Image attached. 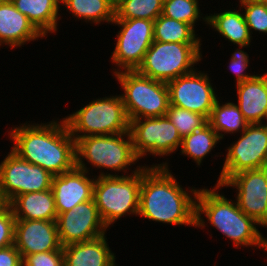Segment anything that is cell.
<instances>
[{
  "instance_id": "9c48e42d",
  "label": "cell",
  "mask_w": 267,
  "mask_h": 266,
  "mask_svg": "<svg viewBox=\"0 0 267 266\" xmlns=\"http://www.w3.org/2000/svg\"><path fill=\"white\" fill-rule=\"evenodd\" d=\"M129 132L135 154L140 160L142 158L147 160L151 155L153 158L156 156L155 158L166 160L152 163L150 166H168L170 160L165 157L176 153L182 143L177 128L167 115L131 120Z\"/></svg>"
},
{
  "instance_id": "8fae6325",
  "label": "cell",
  "mask_w": 267,
  "mask_h": 266,
  "mask_svg": "<svg viewBox=\"0 0 267 266\" xmlns=\"http://www.w3.org/2000/svg\"><path fill=\"white\" fill-rule=\"evenodd\" d=\"M223 166L216 184L245 170L260 169L267 162V126L249 124L239 137L226 147Z\"/></svg>"
},
{
  "instance_id": "f1b7e54d",
  "label": "cell",
  "mask_w": 267,
  "mask_h": 266,
  "mask_svg": "<svg viewBox=\"0 0 267 266\" xmlns=\"http://www.w3.org/2000/svg\"><path fill=\"white\" fill-rule=\"evenodd\" d=\"M164 0H124L115 9L114 19H145L154 21L162 14Z\"/></svg>"
},
{
  "instance_id": "5bb4252c",
  "label": "cell",
  "mask_w": 267,
  "mask_h": 266,
  "mask_svg": "<svg viewBox=\"0 0 267 266\" xmlns=\"http://www.w3.org/2000/svg\"><path fill=\"white\" fill-rule=\"evenodd\" d=\"M221 186L235 189L239 209L261 228H267V181L262 168L241 171Z\"/></svg>"
},
{
  "instance_id": "ac0fdd59",
  "label": "cell",
  "mask_w": 267,
  "mask_h": 266,
  "mask_svg": "<svg viewBox=\"0 0 267 266\" xmlns=\"http://www.w3.org/2000/svg\"><path fill=\"white\" fill-rule=\"evenodd\" d=\"M44 39L34 25L16 9L11 0H0V47L14 50L31 41ZM1 49V48H0Z\"/></svg>"
},
{
  "instance_id": "4316f807",
  "label": "cell",
  "mask_w": 267,
  "mask_h": 266,
  "mask_svg": "<svg viewBox=\"0 0 267 266\" xmlns=\"http://www.w3.org/2000/svg\"><path fill=\"white\" fill-rule=\"evenodd\" d=\"M196 33L197 31L190 24L168 18L162 14L154 20V41L201 43L203 37Z\"/></svg>"
},
{
  "instance_id": "74e56055",
  "label": "cell",
  "mask_w": 267,
  "mask_h": 266,
  "mask_svg": "<svg viewBox=\"0 0 267 266\" xmlns=\"http://www.w3.org/2000/svg\"><path fill=\"white\" fill-rule=\"evenodd\" d=\"M261 124L267 126V109Z\"/></svg>"
},
{
  "instance_id": "2e32d148",
  "label": "cell",
  "mask_w": 267,
  "mask_h": 266,
  "mask_svg": "<svg viewBox=\"0 0 267 266\" xmlns=\"http://www.w3.org/2000/svg\"><path fill=\"white\" fill-rule=\"evenodd\" d=\"M14 245L22 259L38 252L61 250L56 220L15 221Z\"/></svg>"
},
{
  "instance_id": "5b68a950",
  "label": "cell",
  "mask_w": 267,
  "mask_h": 266,
  "mask_svg": "<svg viewBox=\"0 0 267 266\" xmlns=\"http://www.w3.org/2000/svg\"><path fill=\"white\" fill-rule=\"evenodd\" d=\"M82 106L63 117L75 141L86 136L129 132L130 120L120 94L94 98Z\"/></svg>"
},
{
  "instance_id": "4fadbf2b",
  "label": "cell",
  "mask_w": 267,
  "mask_h": 266,
  "mask_svg": "<svg viewBox=\"0 0 267 266\" xmlns=\"http://www.w3.org/2000/svg\"><path fill=\"white\" fill-rule=\"evenodd\" d=\"M196 68L193 72L167 82L169 103L189 111L202 114L207 119L218 97L211 75ZM215 87V89H214ZM217 91V92H216Z\"/></svg>"
},
{
  "instance_id": "ffe728a7",
  "label": "cell",
  "mask_w": 267,
  "mask_h": 266,
  "mask_svg": "<svg viewBox=\"0 0 267 266\" xmlns=\"http://www.w3.org/2000/svg\"><path fill=\"white\" fill-rule=\"evenodd\" d=\"M236 84V104L249 124H261L267 109V71Z\"/></svg>"
},
{
  "instance_id": "7402d4cb",
  "label": "cell",
  "mask_w": 267,
  "mask_h": 266,
  "mask_svg": "<svg viewBox=\"0 0 267 266\" xmlns=\"http://www.w3.org/2000/svg\"><path fill=\"white\" fill-rule=\"evenodd\" d=\"M11 2L44 37L57 34L58 23L62 19L61 0H11Z\"/></svg>"
},
{
  "instance_id": "ba28073f",
  "label": "cell",
  "mask_w": 267,
  "mask_h": 266,
  "mask_svg": "<svg viewBox=\"0 0 267 266\" xmlns=\"http://www.w3.org/2000/svg\"><path fill=\"white\" fill-rule=\"evenodd\" d=\"M202 43L154 41L136 71L154 80L169 82L193 72L203 61Z\"/></svg>"
},
{
  "instance_id": "e575fe53",
  "label": "cell",
  "mask_w": 267,
  "mask_h": 266,
  "mask_svg": "<svg viewBox=\"0 0 267 266\" xmlns=\"http://www.w3.org/2000/svg\"><path fill=\"white\" fill-rule=\"evenodd\" d=\"M0 266H23L22 257L14 244L0 249Z\"/></svg>"
},
{
  "instance_id": "f35d334b",
  "label": "cell",
  "mask_w": 267,
  "mask_h": 266,
  "mask_svg": "<svg viewBox=\"0 0 267 266\" xmlns=\"http://www.w3.org/2000/svg\"><path fill=\"white\" fill-rule=\"evenodd\" d=\"M262 169L265 173V177H266V181H267V162L263 165Z\"/></svg>"
},
{
  "instance_id": "4dcf8cb0",
  "label": "cell",
  "mask_w": 267,
  "mask_h": 266,
  "mask_svg": "<svg viewBox=\"0 0 267 266\" xmlns=\"http://www.w3.org/2000/svg\"><path fill=\"white\" fill-rule=\"evenodd\" d=\"M235 2L242 10L251 37L253 38L254 31L263 34L264 37V34H267V5L250 0H237Z\"/></svg>"
},
{
  "instance_id": "ab89813d",
  "label": "cell",
  "mask_w": 267,
  "mask_h": 266,
  "mask_svg": "<svg viewBox=\"0 0 267 266\" xmlns=\"http://www.w3.org/2000/svg\"><path fill=\"white\" fill-rule=\"evenodd\" d=\"M4 204H5V203H4V201L2 200L1 195H0V208H1Z\"/></svg>"
},
{
  "instance_id": "3957f363",
  "label": "cell",
  "mask_w": 267,
  "mask_h": 266,
  "mask_svg": "<svg viewBox=\"0 0 267 266\" xmlns=\"http://www.w3.org/2000/svg\"><path fill=\"white\" fill-rule=\"evenodd\" d=\"M197 188L195 228L211 226L229 239L235 249L251 247L267 254V236L259 231L261 226L239 209L235 199L225 196L221 185Z\"/></svg>"
},
{
  "instance_id": "f546056e",
  "label": "cell",
  "mask_w": 267,
  "mask_h": 266,
  "mask_svg": "<svg viewBox=\"0 0 267 266\" xmlns=\"http://www.w3.org/2000/svg\"><path fill=\"white\" fill-rule=\"evenodd\" d=\"M166 115L177 128L181 138L201 129L208 123L207 118L202 114L172 105H169Z\"/></svg>"
},
{
  "instance_id": "d590c367",
  "label": "cell",
  "mask_w": 267,
  "mask_h": 266,
  "mask_svg": "<svg viewBox=\"0 0 267 266\" xmlns=\"http://www.w3.org/2000/svg\"><path fill=\"white\" fill-rule=\"evenodd\" d=\"M107 1L115 10L124 0H107Z\"/></svg>"
},
{
  "instance_id": "cb8c5ba5",
  "label": "cell",
  "mask_w": 267,
  "mask_h": 266,
  "mask_svg": "<svg viewBox=\"0 0 267 266\" xmlns=\"http://www.w3.org/2000/svg\"><path fill=\"white\" fill-rule=\"evenodd\" d=\"M222 99V97H219L216 100L207 119L208 124L216 131L221 141L226 139L225 136L228 134L230 136L236 134L238 137L249 125L234 101L231 102L228 99L224 103Z\"/></svg>"
},
{
  "instance_id": "7a4b0ae2",
  "label": "cell",
  "mask_w": 267,
  "mask_h": 266,
  "mask_svg": "<svg viewBox=\"0 0 267 266\" xmlns=\"http://www.w3.org/2000/svg\"><path fill=\"white\" fill-rule=\"evenodd\" d=\"M28 122L7 128L8 138L13 143L11 150L53 176L72 170L76 166V141L64 119L55 117L40 124Z\"/></svg>"
},
{
  "instance_id": "52a82bcc",
  "label": "cell",
  "mask_w": 267,
  "mask_h": 266,
  "mask_svg": "<svg viewBox=\"0 0 267 266\" xmlns=\"http://www.w3.org/2000/svg\"><path fill=\"white\" fill-rule=\"evenodd\" d=\"M120 84L123 104L129 120L164 116L169 108L167 84L138 73L124 70L114 73Z\"/></svg>"
},
{
  "instance_id": "83f0119b",
  "label": "cell",
  "mask_w": 267,
  "mask_h": 266,
  "mask_svg": "<svg viewBox=\"0 0 267 266\" xmlns=\"http://www.w3.org/2000/svg\"><path fill=\"white\" fill-rule=\"evenodd\" d=\"M199 1L201 0H164L162 15L190 24L197 30L195 27L201 25L200 21L207 24V13L203 15L199 7H202V4H199Z\"/></svg>"
},
{
  "instance_id": "6da1fadb",
  "label": "cell",
  "mask_w": 267,
  "mask_h": 266,
  "mask_svg": "<svg viewBox=\"0 0 267 266\" xmlns=\"http://www.w3.org/2000/svg\"><path fill=\"white\" fill-rule=\"evenodd\" d=\"M168 166L144 163L138 216L150 222L195 228L198 189L182 187Z\"/></svg>"
},
{
  "instance_id": "30bf717a",
  "label": "cell",
  "mask_w": 267,
  "mask_h": 266,
  "mask_svg": "<svg viewBox=\"0 0 267 266\" xmlns=\"http://www.w3.org/2000/svg\"><path fill=\"white\" fill-rule=\"evenodd\" d=\"M112 24L120 28L109 60L115 66L112 75L119 71L136 70L154 42V21L139 18L114 19Z\"/></svg>"
},
{
  "instance_id": "7c38bea8",
  "label": "cell",
  "mask_w": 267,
  "mask_h": 266,
  "mask_svg": "<svg viewBox=\"0 0 267 266\" xmlns=\"http://www.w3.org/2000/svg\"><path fill=\"white\" fill-rule=\"evenodd\" d=\"M9 151L0 162V195L5 204L18 195L51 189L54 176L50 172Z\"/></svg>"
},
{
  "instance_id": "484cf974",
  "label": "cell",
  "mask_w": 267,
  "mask_h": 266,
  "mask_svg": "<svg viewBox=\"0 0 267 266\" xmlns=\"http://www.w3.org/2000/svg\"><path fill=\"white\" fill-rule=\"evenodd\" d=\"M221 144V140L216 131L207 123L201 129L195 130L189 135L182 138L180 155L191 158L199 168L203 165V162L208 158L209 154L212 155V151L218 144Z\"/></svg>"
},
{
  "instance_id": "44dd1931",
  "label": "cell",
  "mask_w": 267,
  "mask_h": 266,
  "mask_svg": "<svg viewBox=\"0 0 267 266\" xmlns=\"http://www.w3.org/2000/svg\"><path fill=\"white\" fill-rule=\"evenodd\" d=\"M235 7L219 10L218 13H207V24L205 26L213 29L230 44L238 46H251L253 38L250 35L249 28L245 22L241 8L235 3ZM252 43V44H251Z\"/></svg>"
},
{
  "instance_id": "8d00e7d4",
  "label": "cell",
  "mask_w": 267,
  "mask_h": 266,
  "mask_svg": "<svg viewBox=\"0 0 267 266\" xmlns=\"http://www.w3.org/2000/svg\"><path fill=\"white\" fill-rule=\"evenodd\" d=\"M250 1L255 2V3H259V4L267 5V0H250Z\"/></svg>"
},
{
  "instance_id": "e0dca14e",
  "label": "cell",
  "mask_w": 267,
  "mask_h": 266,
  "mask_svg": "<svg viewBox=\"0 0 267 266\" xmlns=\"http://www.w3.org/2000/svg\"><path fill=\"white\" fill-rule=\"evenodd\" d=\"M93 176L75 166L72 170L53 177L51 190L58 215L93 198L96 179Z\"/></svg>"
},
{
  "instance_id": "603a6c76",
  "label": "cell",
  "mask_w": 267,
  "mask_h": 266,
  "mask_svg": "<svg viewBox=\"0 0 267 266\" xmlns=\"http://www.w3.org/2000/svg\"><path fill=\"white\" fill-rule=\"evenodd\" d=\"M15 219L57 220L55 200L51 189L16 196L9 204Z\"/></svg>"
},
{
  "instance_id": "d6a6232c",
  "label": "cell",
  "mask_w": 267,
  "mask_h": 266,
  "mask_svg": "<svg viewBox=\"0 0 267 266\" xmlns=\"http://www.w3.org/2000/svg\"><path fill=\"white\" fill-rule=\"evenodd\" d=\"M15 221L12 208L4 204L0 208V249L14 244Z\"/></svg>"
},
{
  "instance_id": "836d02e7",
  "label": "cell",
  "mask_w": 267,
  "mask_h": 266,
  "mask_svg": "<svg viewBox=\"0 0 267 266\" xmlns=\"http://www.w3.org/2000/svg\"><path fill=\"white\" fill-rule=\"evenodd\" d=\"M23 266H64L63 248L27 255L22 259Z\"/></svg>"
},
{
  "instance_id": "9a60e30c",
  "label": "cell",
  "mask_w": 267,
  "mask_h": 266,
  "mask_svg": "<svg viewBox=\"0 0 267 266\" xmlns=\"http://www.w3.org/2000/svg\"><path fill=\"white\" fill-rule=\"evenodd\" d=\"M56 222L62 247L96 239L108 231L93 198L59 214Z\"/></svg>"
},
{
  "instance_id": "d6986e66",
  "label": "cell",
  "mask_w": 267,
  "mask_h": 266,
  "mask_svg": "<svg viewBox=\"0 0 267 266\" xmlns=\"http://www.w3.org/2000/svg\"><path fill=\"white\" fill-rule=\"evenodd\" d=\"M107 241L106 233L90 241L64 246V266H118L116 253Z\"/></svg>"
},
{
  "instance_id": "277c9868",
  "label": "cell",
  "mask_w": 267,
  "mask_h": 266,
  "mask_svg": "<svg viewBox=\"0 0 267 266\" xmlns=\"http://www.w3.org/2000/svg\"><path fill=\"white\" fill-rule=\"evenodd\" d=\"M139 160L133 148L130 132L92 135L76 141V166L92 175L93 168L100 169L97 175L94 173L96 178L136 173L144 167L140 165Z\"/></svg>"
},
{
  "instance_id": "1f68e13d",
  "label": "cell",
  "mask_w": 267,
  "mask_h": 266,
  "mask_svg": "<svg viewBox=\"0 0 267 266\" xmlns=\"http://www.w3.org/2000/svg\"><path fill=\"white\" fill-rule=\"evenodd\" d=\"M244 48L247 49L250 48V46L235 45V50H233V53H231V57L229 59L230 62H227L229 64L226 69L230 70V73L234 75L235 85L250 80L255 76L254 73H248L250 72L248 68L251 67V57L249 56L248 52L245 51Z\"/></svg>"
},
{
  "instance_id": "d4e9b609",
  "label": "cell",
  "mask_w": 267,
  "mask_h": 266,
  "mask_svg": "<svg viewBox=\"0 0 267 266\" xmlns=\"http://www.w3.org/2000/svg\"><path fill=\"white\" fill-rule=\"evenodd\" d=\"M60 8L69 12L76 21L82 20L94 26L101 24L112 25L115 10L107 0H61ZM65 6V7H64Z\"/></svg>"
},
{
  "instance_id": "8992f818",
  "label": "cell",
  "mask_w": 267,
  "mask_h": 266,
  "mask_svg": "<svg viewBox=\"0 0 267 266\" xmlns=\"http://www.w3.org/2000/svg\"><path fill=\"white\" fill-rule=\"evenodd\" d=\"M142 169L126 176L97 177L93 199L104 225L110 230L119 219L138 217Z\"/></svg>"
}]
</instances>
